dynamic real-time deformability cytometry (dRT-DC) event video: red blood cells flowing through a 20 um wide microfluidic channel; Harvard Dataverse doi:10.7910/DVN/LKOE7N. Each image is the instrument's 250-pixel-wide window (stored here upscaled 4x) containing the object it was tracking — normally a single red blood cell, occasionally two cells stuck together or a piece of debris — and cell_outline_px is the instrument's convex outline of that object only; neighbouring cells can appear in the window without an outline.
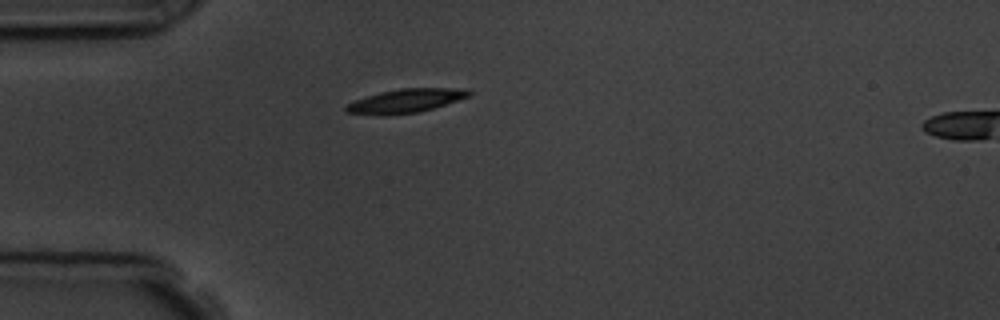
{"species": "common noctule bat (a hibernating species)", "species_latin": "Nyctalus noctula", "temperature_condition": "room temperature", "stored_images_in_passage": 2, "segment_of_instrument_passage": [1, 2], "camera_frame_rate_fps": 3000, "um_per_image_px": 0.085, "animal": {"sex": "male", "body_mass_g": 19.5, "forearm_length_mm": 54.6}, "frame": {"image": 1, "passage_image": 1, "time_ms": 0.0, "image_size_px": [1000, 320], "cell_outline_px": [[472, 92], [468, 96], [432, 108], [416, 112], [384, 116], [376, 116], [348, 112], [344, 108], [348, 104], [356, 100], [380, 92], [400, 88], [468, 88]], "centroid_in_image_um": [34.47, 8.57], "position_along_channel_um": 50.5, "area_um2": 16.82}}